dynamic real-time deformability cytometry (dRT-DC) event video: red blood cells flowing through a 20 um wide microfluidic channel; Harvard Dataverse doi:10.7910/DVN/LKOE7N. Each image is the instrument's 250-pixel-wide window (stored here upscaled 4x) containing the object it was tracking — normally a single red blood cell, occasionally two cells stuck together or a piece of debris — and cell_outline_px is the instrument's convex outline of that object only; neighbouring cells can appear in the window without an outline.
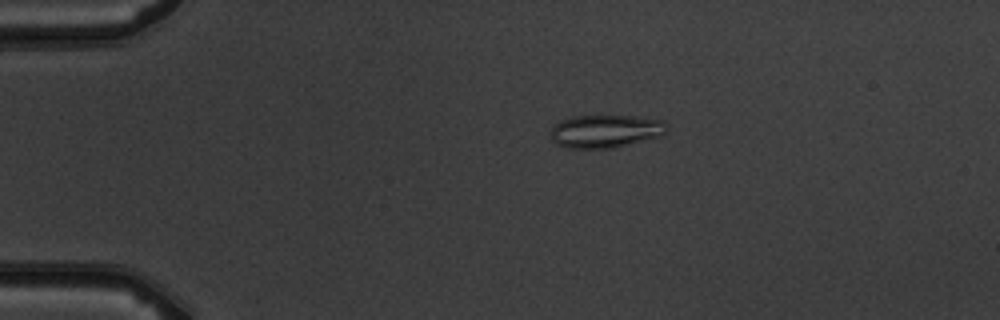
{"species": "common noctule bat (a hibernating species)", "species_latin": "Nyctalus noctula", "temperature_condition": "warm", "stored_images_in_passage": 4, "camera_frame_rate_fps": 3000, "um_per_image_px": 0.085, "animal": {"sex": "male", "body_mass_g": 19.5, "forearm_length_mm": 54.6}, "frame": {"image": 1, "passage_image": 2, "time_ms": 1.333, "image_size_px": [1000, 320], "cell_outline_px": [[668, 128], [660, 136], [612, 148], [568, 148], [556, 144], [552, 140], [552, 128], [560, 120], [572, 116], [636, 116], [664, 120], [668, 124]], "centroid_in_image_um": [51.48, 11.14], "position_along_channel_um": 33.5, "area_um2": 22.25}}
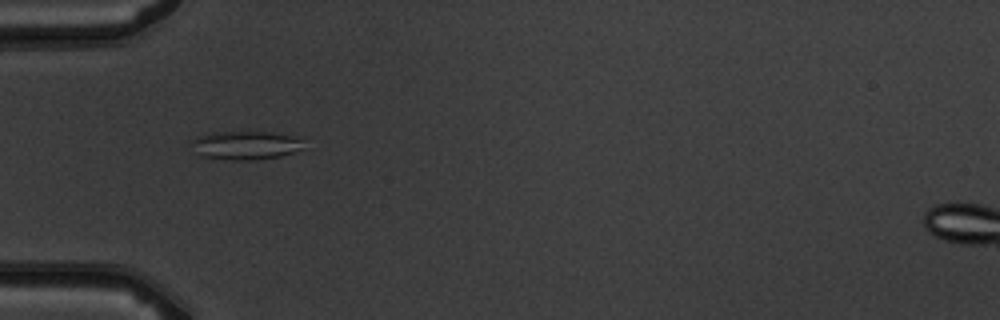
{"frame": {"image": 2, "passage_image": 4, "time_ms": 3.333, "image_size_px": [1000, 320], "cell_outline_px": [[304, 148], [296, 152], [280, 156], [256, 160], [224, 160], [200, 156], [188, 140], [212, 132], [272, 132], [304, 136]], "centroid_in_image_um": [20.96, 12.34], "position_along_channel_um": 64.0, "area_um2": 19.31}}